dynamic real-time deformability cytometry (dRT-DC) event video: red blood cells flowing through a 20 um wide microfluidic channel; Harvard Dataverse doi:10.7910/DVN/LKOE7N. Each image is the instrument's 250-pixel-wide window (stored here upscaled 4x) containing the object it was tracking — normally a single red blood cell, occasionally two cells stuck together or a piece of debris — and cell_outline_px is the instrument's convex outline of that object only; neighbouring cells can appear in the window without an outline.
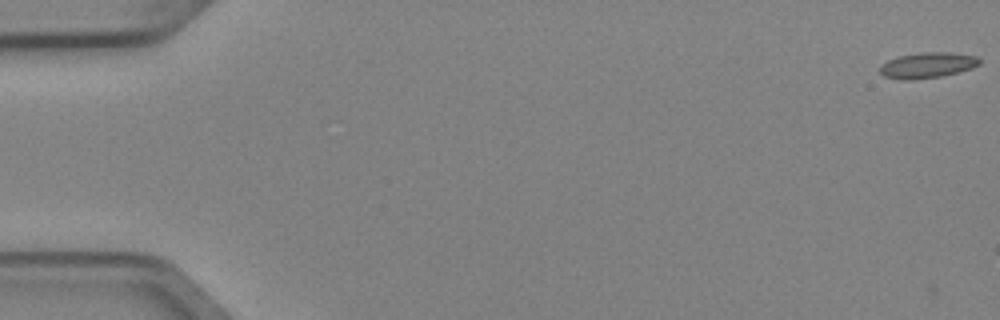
{"species": "Egyptian fruit bat (a non-hibernating species)", "species_latin": "Rousettus aegyptiacus", "temperature_condition": "cold", "stored_images_in_passage": 4, "camera_frame_rate_fps": 3000, "um_per_image_px": 0.085, "animal": {"sex": "female"}, "frame": {"image": 1, "passage_image": 1, "time_ms": 0.0, "image_size_px": [1000, 320], "cell_outline_px": [[980, 64], [972, 68], [944, 76], [912, 80], [904, 80], [884, 76], [880, 72], [880, 64], [888, 60], [900, 56], [920, 52], [948, 52], [976, 56], [980, 60]], "centroid_in_image_um": [78.83, 5.55], "position_along_channel_um": 6.2, "area_um2": 14.91}}